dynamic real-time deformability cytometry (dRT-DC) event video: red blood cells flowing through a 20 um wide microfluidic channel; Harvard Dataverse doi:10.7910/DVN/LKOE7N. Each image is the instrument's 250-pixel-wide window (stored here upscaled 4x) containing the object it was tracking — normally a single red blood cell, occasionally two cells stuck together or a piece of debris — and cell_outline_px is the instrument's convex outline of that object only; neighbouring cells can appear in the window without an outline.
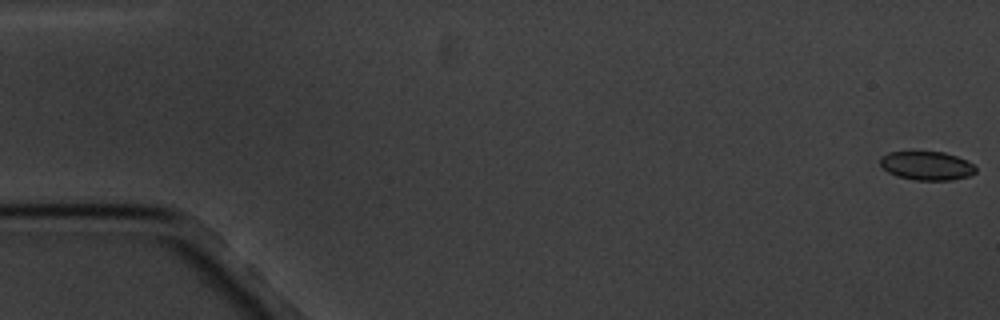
{"species": "common noctule bat (a hibernating species)", "species_latin": "Nyctalus noctula", "temperature_condition": "cold", "stored_images_in_passage": 6, "segment_of_instrument_passage": [2, 2], "camera_frame_rate_fps": 3000, "um_per_image_px": 0.085, "animal": {"sex": "male", "body_mass_g": 20.1, "forearm_length_mm": 53.5}, "frame": {"image": 1, "passage_image": 6, "time_ms": 6.667, "image_size_px": [1000, 320], "cell_outline_px": [[976, 172], [968, 176], [952, 180], [916, 180], [896, 176], [888, 172], [880, 164], [880, 156], [888, 152], [944, 152], [956, 156], [972, 164], [976, 168]], "centroid_in_image_um": [78.75, 14.09], "position_along_channel_um": 6.3, "area_um2": 15.9}}